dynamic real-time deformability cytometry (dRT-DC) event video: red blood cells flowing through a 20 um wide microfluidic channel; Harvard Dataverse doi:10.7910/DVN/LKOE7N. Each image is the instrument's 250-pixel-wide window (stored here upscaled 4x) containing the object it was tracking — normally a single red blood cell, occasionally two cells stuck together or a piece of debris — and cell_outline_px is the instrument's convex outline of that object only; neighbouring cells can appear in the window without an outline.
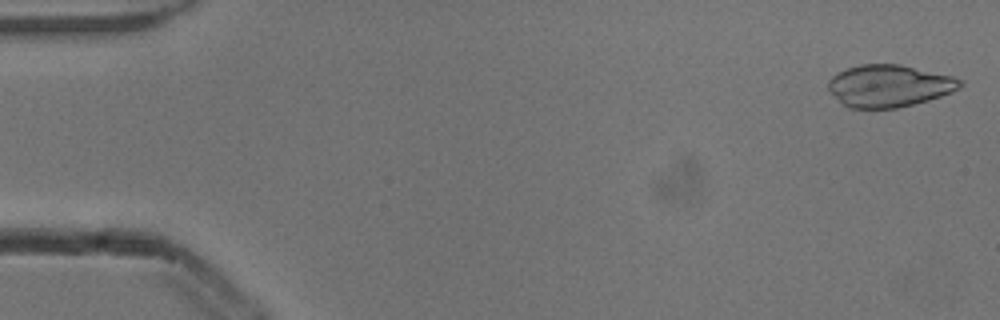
{"species": "common noctule bat (a hibernating species)", "species_latin": "Nyctalus noctula", "temperature_condition": "cold", "stored_images_in_passage": 10, "camera_frame_rate_fps": 3000, "um_per_image_px": 0.085, "animal": {"sex": "male", "body_mass_g": 13.3}, "frame": {"image": 1, "passage_image": 1, "time_ms": 0.0, "image_size_px": [1000, 320], "cell_outline_px": [[964, 84], [960, 88], [952, 92], [928, 100], [896, 108], [848, 108], [828, 88], [828, 80], [832, 76], [848, 68], [860, 64], [900, 64], [952, 76], [964, 80]], "centroid_in_image_um": [75.62, 7.29], "position_along_channel_um": 9.4, "area_um2": 32.14}}